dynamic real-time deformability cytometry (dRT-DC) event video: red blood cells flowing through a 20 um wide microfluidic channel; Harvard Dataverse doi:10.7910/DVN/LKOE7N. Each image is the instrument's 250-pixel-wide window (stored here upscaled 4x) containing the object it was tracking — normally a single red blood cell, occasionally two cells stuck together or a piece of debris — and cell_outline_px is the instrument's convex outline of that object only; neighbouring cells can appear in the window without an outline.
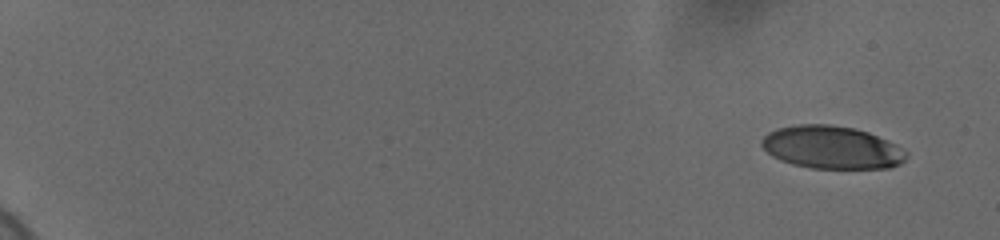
{"species": "human", "species_latin": "Homo sapiens", "temperature_condition": "cold", "stored_images_in_passage": 13, "camera_frame_rate_fps": 3000, "um_per_image_px": 0.085, "donor": {"sex": "female"}, "frame": {"image": 1, "passage_image": 1, "time_ms": 0.0, "image_size_px": [1000, 240], "cell_outline_px": [[908, 156], [900, 164], [888, 168], [812, 168], [792, 164], [780, 160], [772, 156], [760, 144], [760, 140], [768, 132], [780, 128], [800, 124], [828, 124], [852, 128], [868, 132], [888, 140], [904, 148], [908, 152]], "centroid_in_image_um": [70.72, 12.53], "position_along_channel_um": 14.3, "area_um2": 36.13}}
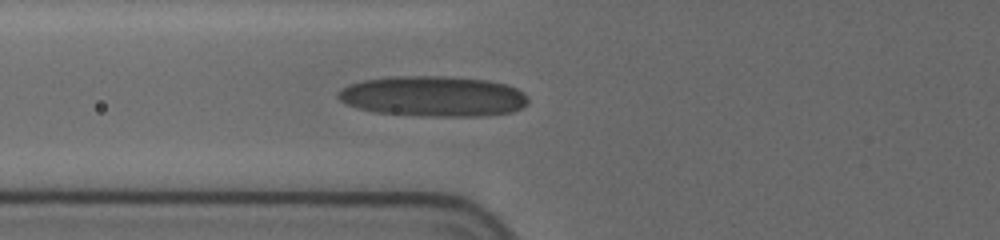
{"frame": {"image": 2, "passage_image": 10, "time_ms": 7.333, "image_size_px": [1000, 240], "cell_outline_px": [[528, 104], [512, 112], [484, 116], [420, 116], [376, 112], [356, 108], [344, 104], [336, 96], [340, 88], [348, 84], [364, 80], [388, 76], [444, 76], [488, 80], [504, 84], [516, 88], [524, 92], [528, 96]], "centroid_in_image_um": [36.79, 8.18], "position_along_channel_um": 89.0, "area_um2": 45.26}}
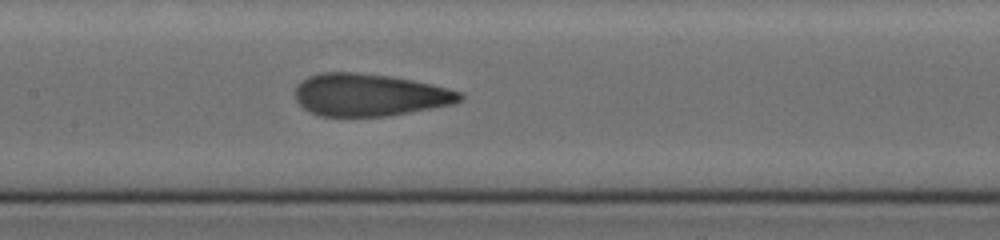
{"frame": {"image": 3, "passage_image": 13, "time_ms": 9.667, "image_size_px": [1000, 240], "cell_outline_px": [[464, 100], [452, 104], [388, 116], [320, 116], [304, 108], [296, 100], [296, 84], [300, 80], [308, 76], [320, 72], [356, 72], [392, 76], [432, 84], [464, 92]], "centroid_in_image_um": [31.42, 8.05], "position_along_channel_um": 176.0, "area_um2": 40.92}}